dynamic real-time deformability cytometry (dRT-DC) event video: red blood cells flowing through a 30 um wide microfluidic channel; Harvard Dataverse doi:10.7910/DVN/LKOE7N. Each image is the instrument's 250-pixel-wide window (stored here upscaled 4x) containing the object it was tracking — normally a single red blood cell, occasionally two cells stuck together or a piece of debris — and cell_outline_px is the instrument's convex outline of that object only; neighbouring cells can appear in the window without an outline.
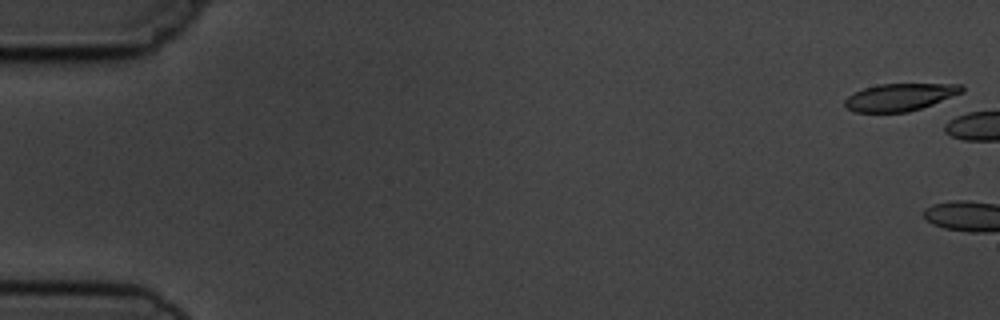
{"species": "common noctule bat (a hibernating species)", "species_latin": "Nyctalus noctula", "temperature_condition": "cold", "stored_images_in_passage": 8, "camera_frame_rate_fps": 3000, "um_per_image_px": 0.085, "animal": {"sex": "male", "body_mass_g": 19.5, "forearm_length_mm": 54.6}, "frame": {"image": 1, "passage_image": 1, "time_ms": 0.0, "image_size_px": [1000, 320], "cell_outline_px": [[964, 92], [932, 104], [908, 112], [856, 112], [848, 108], [844, 104], [844, 100], [848, 96], [864, 88], [880, 84], [964, 84]], "centroid_in_image_um": [76.52, 8.25], "position_along_channel_um": 8.5, "area_um2": 18.5}}
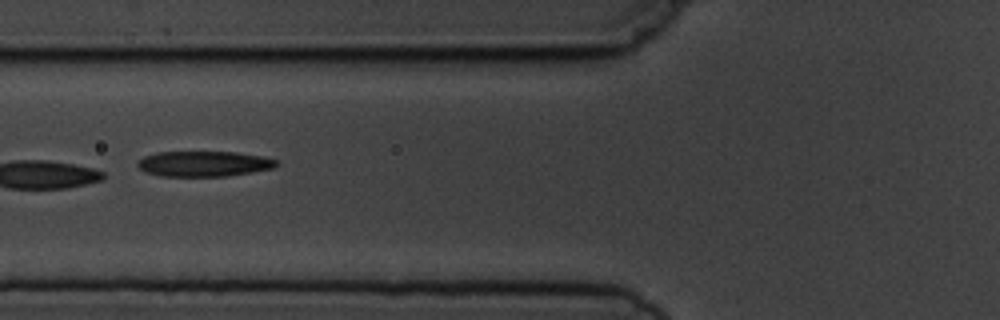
{"frame": {"image": 2, "passage_image": 8, "time_ms": 8.0, "image_size_px": [1000, 320], "cell_outline_px": [[276, 164], [272, 168], [252, 172], [224, 176], [160, 176], [148, 172], [140, 168], [136, 164], [144, 156], [156, 152], [236, 152], [260, 156], [276, 160]], "centroid_in_image_um": [17.29, 13.92], "position_along_channel_um": 108.5, "area_um2": 20.23}}